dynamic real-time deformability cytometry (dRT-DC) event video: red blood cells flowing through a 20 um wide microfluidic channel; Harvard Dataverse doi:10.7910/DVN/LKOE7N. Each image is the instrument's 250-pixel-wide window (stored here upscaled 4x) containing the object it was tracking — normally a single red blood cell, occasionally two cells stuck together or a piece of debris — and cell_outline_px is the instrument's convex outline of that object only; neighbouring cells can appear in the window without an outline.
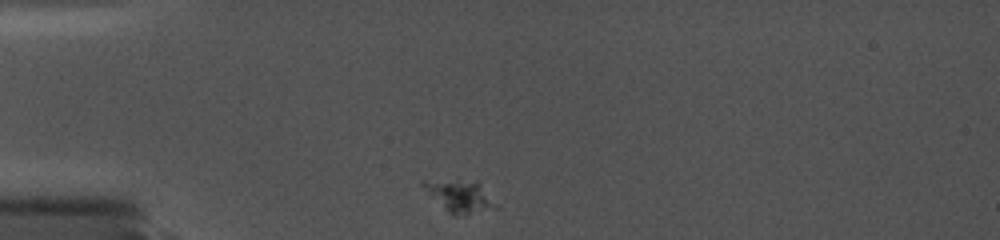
{"species": "common noctule bat (a hibernating species)", "species_latin": "Nyctalus noctula", "temperature_condition": "cold", "stored_images_in_passage": 38, "camera_frame_rate_fps": 5000, "um_per_image_px": 0.085, "animal": {"sex": "female", "body_mass_g": 19.0, "forearm_length_mm": 56.7}, "frame": {"image": 1, "passage_image": 1, "time_ms": 0.0, "image_size_px": [1000, 240], "cell_outline_px": [[500, 208], [468, 212], [448, 212], [420, 184], [420, 180], [476, 180], [500, 204]], "centroid_in_image_um": [39.14, 16.6], "position_along_channel_um": 45.9, "area_um2": 13.12}}
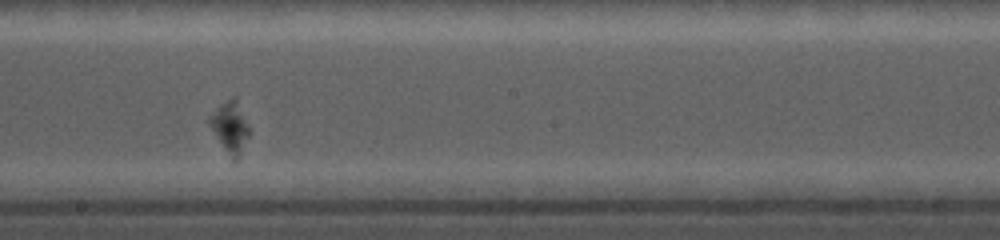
{"frame": {"image": 2, "passage_image": 19, "time_ms": 5.8, "image_size_px": [1000, 240], "cell_outline_px": [[252, 132], [236, 164], [232, 160], [208, 124], [208, 120], [216, 108], [220, 104], [232, 96], [236, 96]], "centroid_in_image_um": [19.62, 10.82], "position_along_channel_um": 228.6, "area_um2": 12.14}}
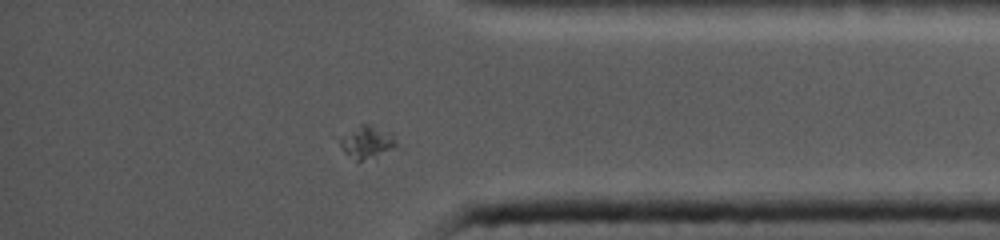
{"frame": {"image": 3, "passage_image": 33, "time_ms": 10.6, "image_size_px": [1000, 240], "cell_outline_px": [[404, 148], [360, 160], [356, 160], [344, 152], [340, 144], [340, 140], [360, 124], [364, 124], [392, 132]], "centroid_in_image_um": [31.37, 12.1], "position_along_channel_um": 403.8, "area_um2": 10.69}}